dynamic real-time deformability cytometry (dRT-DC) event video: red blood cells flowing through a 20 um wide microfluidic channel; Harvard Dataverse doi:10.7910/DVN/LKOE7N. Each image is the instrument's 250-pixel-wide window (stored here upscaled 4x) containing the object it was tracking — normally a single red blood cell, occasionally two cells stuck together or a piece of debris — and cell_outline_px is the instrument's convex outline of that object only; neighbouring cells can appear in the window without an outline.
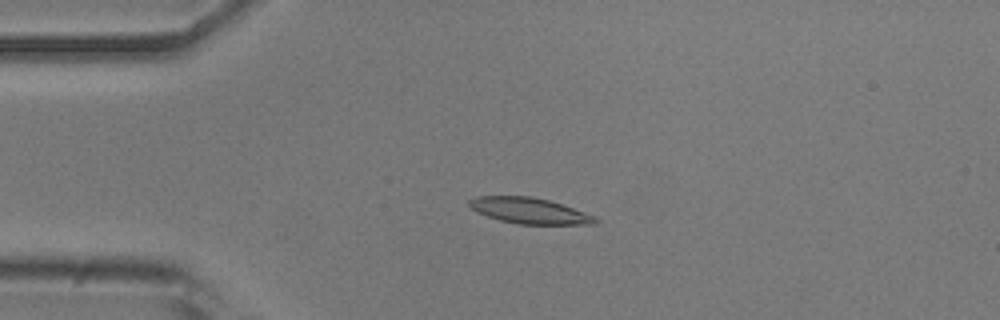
{"species": "common noctule bat (a hibernating species)", "species_latin": "Nyctalus noctula", "temperature_condition": "room temperature", "stored_images_in_passage": 52, "camera_frame_rate_fps": 3000, "um_per_image_px": 0.085, "animal": {"sex": "male", "body_mass_g": 20.5, "forearm_length_mm": 52.5}, "frame": {"image": 1, "passage_image": 12, "time_ms": 3.667, "image_size_px": [1000, 320], "cell_outline_px": [[600, 220], [596, 224], [516, 224], [500, 220], [476, 212], [468, 204], [468, 200], [476, 196], [532, 196], [548, 200], [596, 216]], "centroid_in_image_um": [44.99, 17.91], "position_along_channel_um": 40.0, "area_um2": 18.96}}
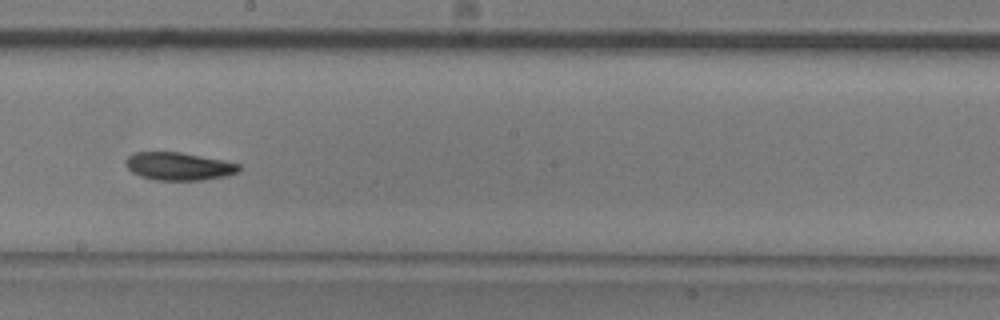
{"frame": {"image": 2, "passage_image": 29, "time_ms": 9.333, "image_size_px": [1000, 320], "cell_outline_px": [[240, 168], [236, 172], [228, 176], [204, 180], [152, 180], [140, 176], [132, 172], [124, 164], [124, 160], [132, 152], [180, 152], [224, 160], [240, 164]], "centroid_in_image_um": [15.16, 14.13], "position_along_channel_um": 233.0, "area_um2": 18.61}}
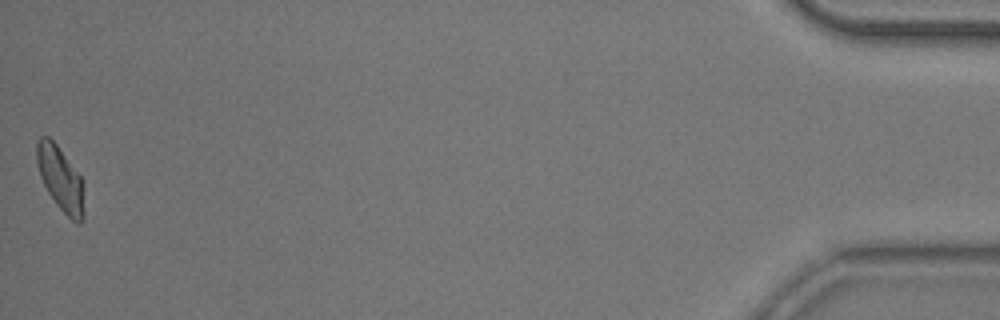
{"frame": {"image": 3, "passage_image": 52, "time_ms": 17.0, "image_size_px": [1000, 320], "cell_outline_px": [[84, 220], [80, 224], [76, 224], [56, 204], [48, 192], [40, 176], [36, 160], [36, 144], [40, 136], [48, 136], [56, 144], [84, 180]], "centroid_in_image_um": [5.17, 15.22], "position_along_channel_um": 430.0, "area_um2": 17.98}, "authors_computed_cell_mechanics": {"area_um2": 18.496, "velocity_mm_per_s": 3.8415, "shape_relaxation_time_tau1_ms": 4.9399, "shape_relaxation_time_tau2_ms": 10.5719, "deformation_change_tau1": 0.1432, "deformation_change_tau2": 0.1896}}